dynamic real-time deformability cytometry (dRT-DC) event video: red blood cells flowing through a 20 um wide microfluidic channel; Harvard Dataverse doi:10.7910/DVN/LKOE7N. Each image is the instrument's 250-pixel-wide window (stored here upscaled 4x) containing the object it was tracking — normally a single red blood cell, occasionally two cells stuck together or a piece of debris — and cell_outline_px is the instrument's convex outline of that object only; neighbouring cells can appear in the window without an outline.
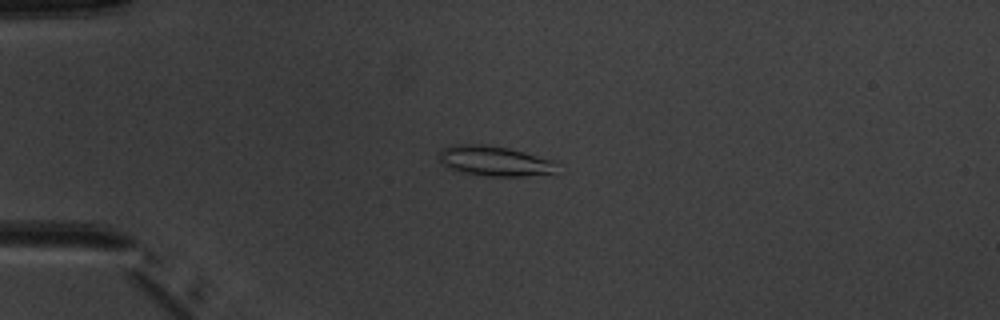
{"species": "common noctule bat (a hibernating species)", "species_latin": "Nyctalus noctula", "temperature_condition": "warm", "stored_images_in_passage": 8, "camera_frame_rate_fps": 3000, "um_per_image_px": 0.085, "animal": {"sex": "male", "body_mass_g": 20.1, "forearm_length_mm": 53.5}, "frame": {"image": 1, "passage_image": 4, "time_ms": 4.333, "image_size_px": [1000, 320], "cell_outline_px": [[556, 176], [488, 176], [464, 172], [448, 168], [440, 160], [440, 148], [456, 144], [484, 144], [508, 148], [556, 160]], "centroid_in_image_um": [42.14, 13.7], "position_along_channel_um": 42.9, "area_um2": 21.04}}
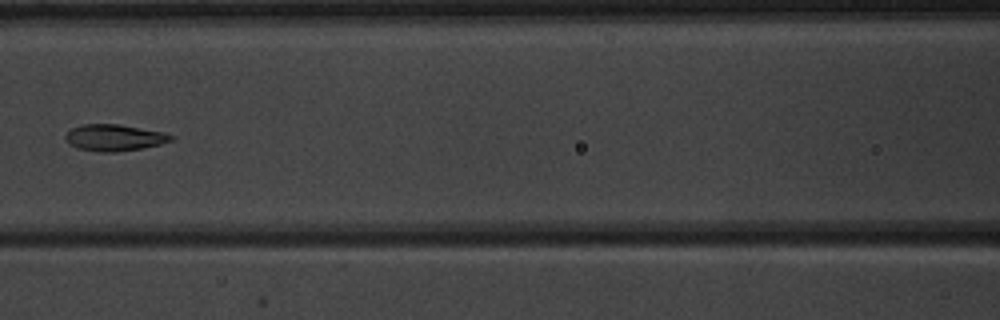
{"frame": {"image": 2, "passage_image": 7, "time_ms": 8.0, "image_size_px": [1000, 320], "cell_outline_px": [[176, 136], [172, 140], [160, 144], [140, 148], [116, 152], [96, 152], [76, 148], [68, 144], [64, 136], [72, 128], [84, 124], [120, 124], [164, 132]], "centroid_in_image_um": [9.7, 11.7], "position_along_channel_um": 156.9, "area_um2": 16.42}}
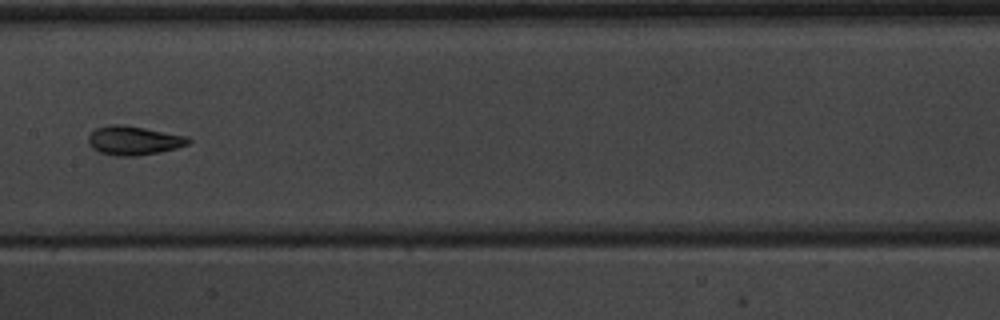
{"frame": {"image": 3, "passage_image": 8, "time_ms": 9.0, "image_size_px": [1000, 320], "cell_outline_px": [[192, 140], [188, 144], [176, 148], [160, 152], [136, 156], [116, 156], [100, 152], [92, 148], [88, 144], [88, 136], [96, 128], [112, 124], [120, 124], [144, 128], [188, 136]], "centroid_in_image_um": [11.37, 11.95], "position_along_channel_um": 196.0, "area_um2": 16.88}}